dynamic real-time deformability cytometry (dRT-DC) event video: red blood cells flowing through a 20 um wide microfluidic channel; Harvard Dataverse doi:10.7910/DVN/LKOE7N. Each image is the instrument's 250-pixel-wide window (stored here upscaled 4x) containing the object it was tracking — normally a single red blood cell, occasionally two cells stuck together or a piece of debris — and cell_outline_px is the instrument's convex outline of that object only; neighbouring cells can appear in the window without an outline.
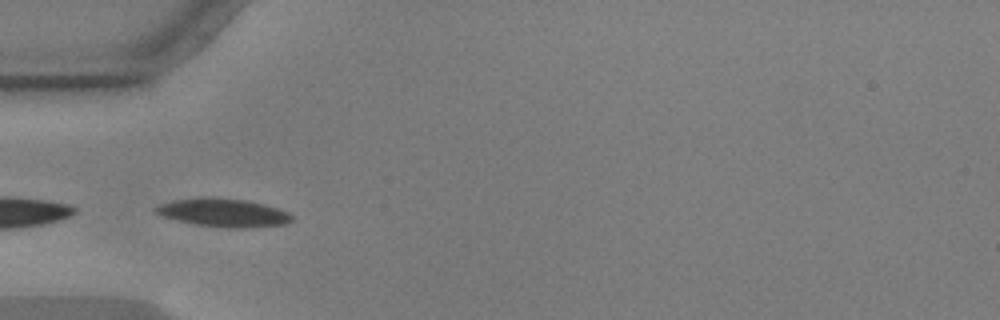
{"species": "common noctule bat (a hibernating species)", "species_latin": "Nyctalus noctula", "temperature_condition": "warm", "stored_images_in_passage": 23, "camera_frame_rate_fps": 3000, "um_per_image_px": 0.085, "animal": {"sex": "male", "body_mass_g": 17.9, "forearm_length_mm": 54.2}, "frame": {"image": 1, "passage_image": 1, "time_ms": 0.0, "image_size_px": [1000, 320], "cell_outline_px": [[292, 220], [284, 224], [252, 228], [224, 228], [196, 224], [176, 220], [164, 216], [156, 212], [152, 208], [160, 204], [176, 200], [248, 200], [264, 204], [288, 212], [292, 216]], "centroid_in_image_um": [19.05, 18.13], "position_along_channel_um": 65.9, "area_um2": 21.44}}
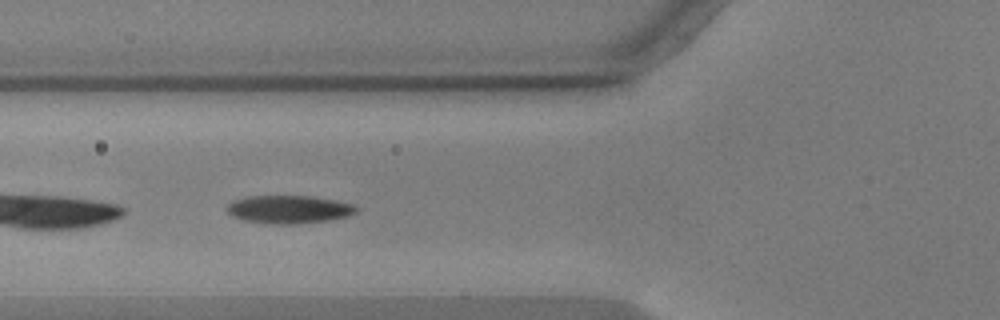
{"frame": {"image": 2, "passage_image": 4, "time_ms": 1.0, "image_size_px": [1000, 320], "cell_outline_px": [[356, 212], [348, 216], [328, 220], [292, 224], [276, 224], [248, 220], [232, 216], [228, 212], [228, 204], [232, 200], [248, 196], [308, 196], [332, 200], [352, 204], [356, 208]], "centroid_in_image_um": [24.53, 17.79], "position_along_channel_um": 101.3, "area_um2": 20.63}}
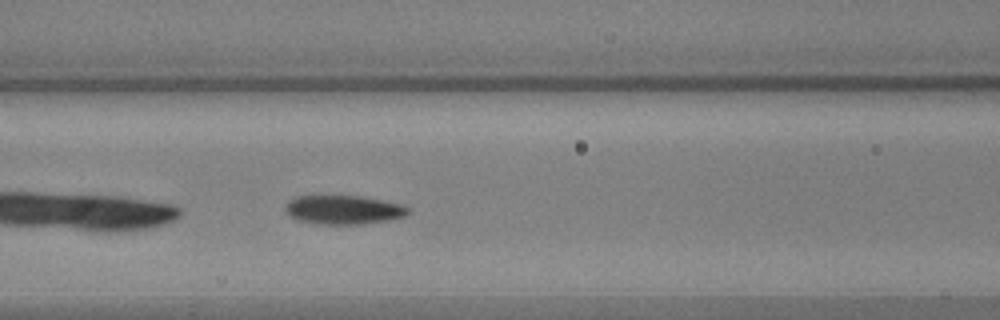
{"frame": {"image": 3, "passage_image": 7, "time_ms": 2.0, "image_size_px": [1000, 320], "cell_outline_px": [[408, 212], [404, 216], [388, 220], [360, 224], [320, 224], [300, 220], [292, 216], [284, 208], [288, 200], [300, 196], [360, 196], [404, 204], [408, 208]], "centroid_in_image_um": [29.22, 17.82], "position_along_channel_um": 137.4, "area_um2": 20.4}}